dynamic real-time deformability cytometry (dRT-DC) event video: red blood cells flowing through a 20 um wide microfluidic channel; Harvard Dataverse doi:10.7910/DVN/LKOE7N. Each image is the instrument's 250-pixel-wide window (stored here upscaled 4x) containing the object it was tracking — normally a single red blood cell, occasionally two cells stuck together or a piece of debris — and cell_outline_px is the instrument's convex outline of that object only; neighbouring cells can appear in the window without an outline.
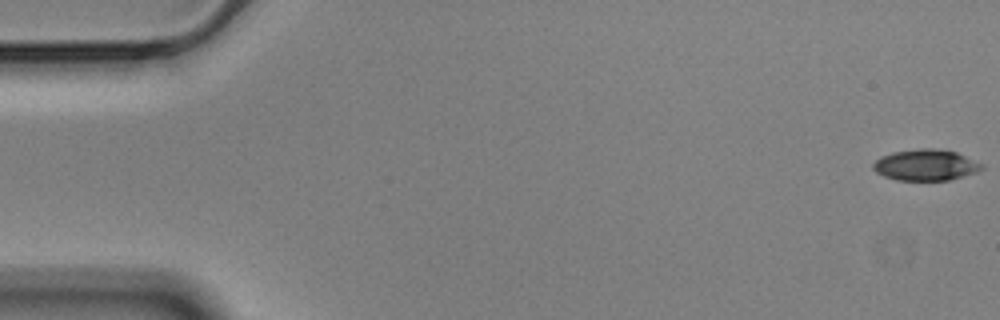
{"species": "Egyptian fruit bat (a non-hibernating species)", "species_latin": "Rousettus aegyptiacus", "temperature_condition": "cold", "stored_images_in_passage": 11, "camera_frame_rate_fps": 3000, "um_per_image_px": 0.085, "animal": {"sex": "male"}, "frame": {"image": 1, "passage_image": 1, "time_ms": 0.0, "image_size_px": [1000, 320], "cell_outline_px": [[984, 168], [976, 172], [948, 180], [896, 180], [884, 176], [876, 172], [872, 168], [872, 164], [880, 156], [892, 152], [920, 148], [936, 148], [956, 152], [984, 164]], "centroid_in_image_um": [78.67, 14.01], "position_along_channel_um": 6.3, "area_um2": 19.77}}